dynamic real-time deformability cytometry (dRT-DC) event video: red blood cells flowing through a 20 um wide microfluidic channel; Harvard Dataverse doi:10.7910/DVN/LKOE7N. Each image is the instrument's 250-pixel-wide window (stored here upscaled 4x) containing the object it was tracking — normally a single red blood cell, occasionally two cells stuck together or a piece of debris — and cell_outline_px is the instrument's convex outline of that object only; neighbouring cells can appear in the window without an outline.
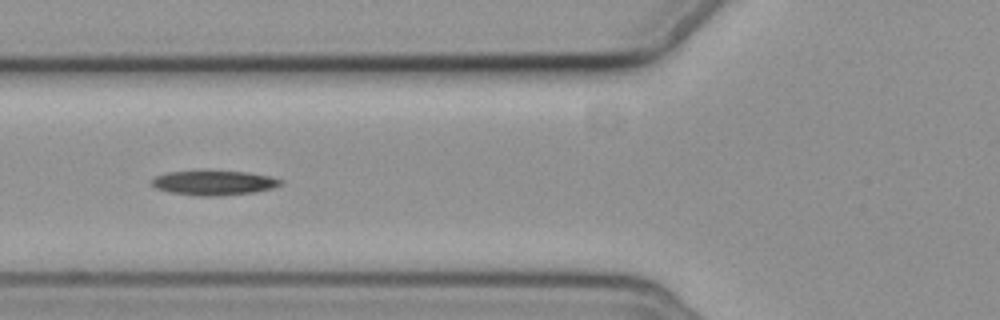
{"species": "common noctule bat (a hibernating species)", "species_latin": "Nyctalus noctula", "temperature_condition": "cold", "stored_images_in_passage": 9, "camera_frame_rate_fps": 3000, "um_per_image_px": 0.085, "animal": {"sex": "female", "body_mass_g": 19.3, "forearm_length_mm": 54.1}, "frame": {"image": 1, "passage_image": 6, "time_ms": 5.667, "image_size_px": [1000, 320], "cell_outline_px": [[284, 184], [272, 188], [256, 192], [220, 196], [196, 196], [172, 192], [156, 188], [152, 184], [152, 180], [156, 176], [168, 172], [204, 168], [248, 172], [272, 176], [284, 180]], "centroid_in_image_um": [18.23, 15.49], "position_along_channel_um": 107.6, "area_um2": 19.42}}
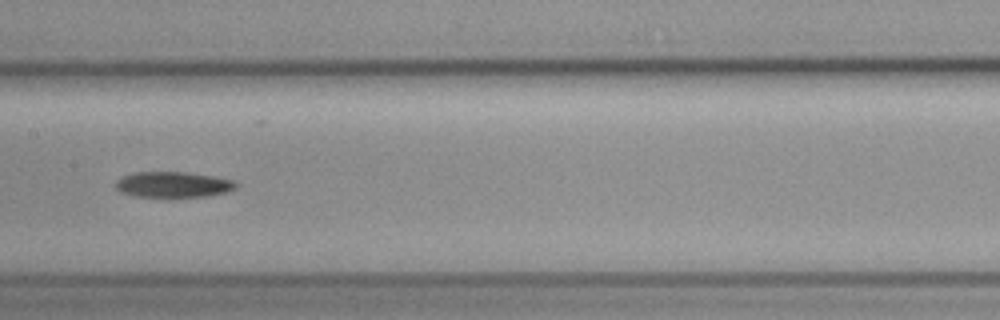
{"frame": {"image": 2, "passage_image": 8, "time_ms": 8.0, "image_size_px": [1000, 320], "cell_outline_px": [[236, 188], [228, 192], [204, 196], [176, 200], [168, 200], [136, 196], [120, 192], [116, 188], [116, 180], [120, 176], [132, 172], [184, 172], [212, 176], [232, 180], [236, 184]], "centroid_in_image_um": [14.65, 15.74], "position_along_channel_um": 192.7, "area_um2": 18.9}}